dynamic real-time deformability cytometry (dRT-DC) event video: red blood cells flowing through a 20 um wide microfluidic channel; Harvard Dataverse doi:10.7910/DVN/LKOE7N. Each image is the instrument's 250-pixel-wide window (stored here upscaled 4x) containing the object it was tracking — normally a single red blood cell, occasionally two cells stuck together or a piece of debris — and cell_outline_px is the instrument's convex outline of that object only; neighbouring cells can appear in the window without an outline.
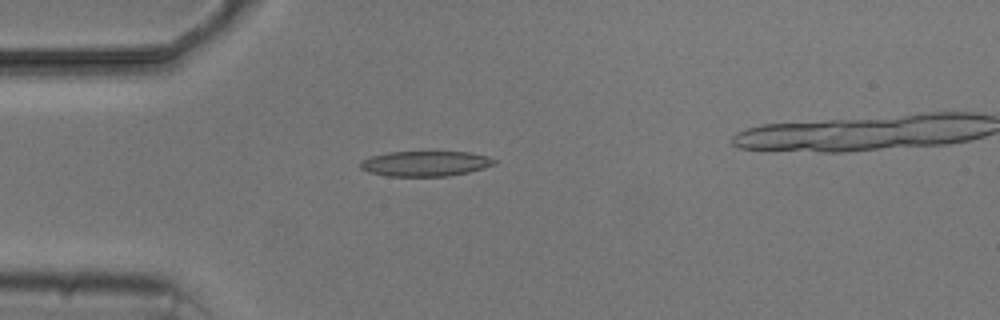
{"species": "common noctule bat (a hibernating species)", "species_latin": "Nyctalus noctula", "temperature_condition": "cold", "stored_images_in_passage": 5, "camera_frame_rate_fps": 3000, "um_per_image_px": 0.085, "animal": {"sex": "male", "body_mass_g": 20.5, "forearm_length_mm": 52.5}, "frame": {"image": 1, "passage_image": 4, "time_ms": 3.667, "image_size_px": [1000, 320], "cell_outline_px": [[496, 164], [484, 168], [468, 172], [448, 176], [388, 176], [368, 172], [360, 168], [360, 160], [372, 156], [388, 152], [472, 152], [488, 156], [496, 160]], "centroid_in_image_um": [36.16, 13.9], "position_along_channel_um": 48.8, "area_um2": 19.77}}